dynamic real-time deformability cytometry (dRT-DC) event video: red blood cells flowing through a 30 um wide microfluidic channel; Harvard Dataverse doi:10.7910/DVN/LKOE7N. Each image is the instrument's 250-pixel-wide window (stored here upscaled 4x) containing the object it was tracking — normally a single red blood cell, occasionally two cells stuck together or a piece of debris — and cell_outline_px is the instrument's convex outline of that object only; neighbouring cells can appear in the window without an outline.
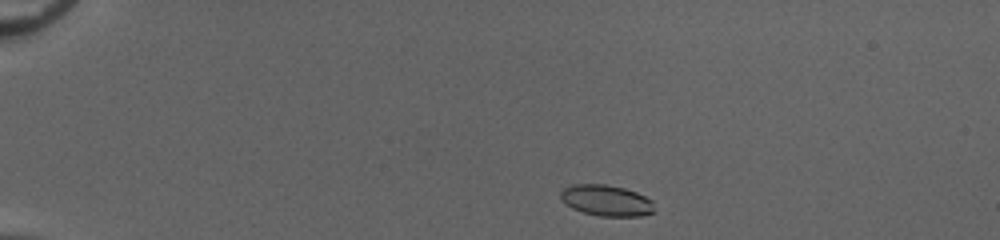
{"species": "common noctule bat (a hibernating species)", "species_latin": "Nyctalus noctula", "temperature_condition": "cold", "stored_images_in_passage": 17, "camera_frame_rate_fps": 3000, "um_per_image_px": 0.085, "animal": {"sex": "female", "body_mass_g": 20.0, "forearm_length_mm": 54.0}, "frame": {"image": 1, "passage_image": 1, "time_ms": 0.0, "image_size_px": [1000, 240], "cell_outline_px": [[656, 212], [640, 216], [600, 216], [584, 212], [572, 208], [564, 204], [560, 200], [560, 192], [564, 188], [572, 184], [604, 184], [624, 188], [636, 192], [652, 200]], "centroid_in_image_um": [51.53, 17.04], "position_along_channel_um": 33.5, "area_um2": 17.11}}
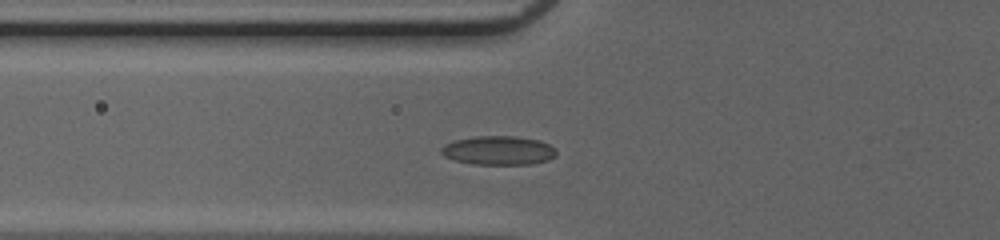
{"frame": {"image": 2, "passage_image": 11, "time_ms": 3.333, "image_size_px": [1000, 240], "cell_outline_px": [[556, 156], [548, 160], [528, 164], [472, 164], [452, 160], [444, 156], [440, 152], [440, 148], [444, 144], [452, 140], [476, 136], [516, 136], [540, 140], [556, 148]], "centroid_in_image_um": [42.34, 12.78], "position_along_channel_um": 83.5, "area_um2": 19.65}}
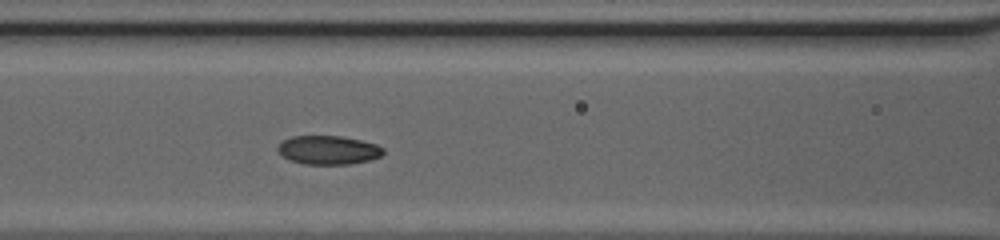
{"frame": {"image": 3, "passage_image": 15, "time_ms": 4.667, "image_size_px": [1000, 240], "cell_outline_px": [[384, 152], [380, 156], [368, 160], [348, 164], [304, 164], [288, 160], [276, 152], [276, 148], [280, 140], [292, 136], [344, 136], [376, 144], [384, 148]], "centroid_in_image_um": [27.83, 12.74], "position_along_channel_um": 138.8, "area_um2": 17.92}}